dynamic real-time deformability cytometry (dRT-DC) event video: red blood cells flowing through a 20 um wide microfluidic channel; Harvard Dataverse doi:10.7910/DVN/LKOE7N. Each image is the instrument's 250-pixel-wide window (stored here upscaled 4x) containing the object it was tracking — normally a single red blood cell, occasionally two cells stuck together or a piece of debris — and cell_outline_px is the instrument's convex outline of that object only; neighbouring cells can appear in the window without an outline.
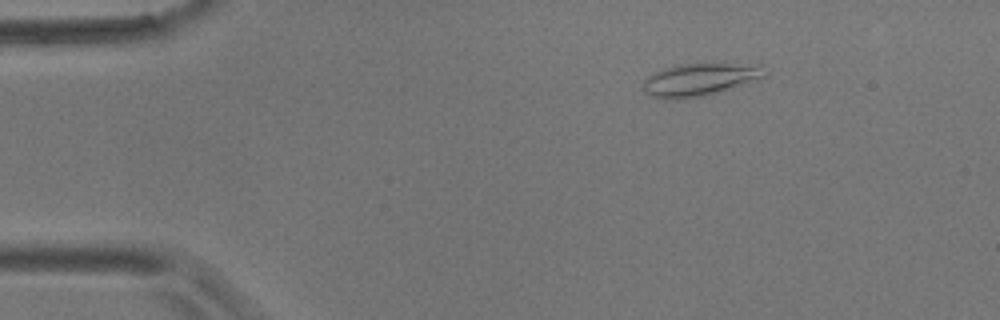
{"species": "common noctule bat (a hibernating species)", "species_latin": "Nyctalus noctula", "temperature_condition": "room temperature", "stored_images_in_passage": 3, "camera_frame_rate_fps": 3000, "um_per_image_px": 0.085, "animal": {"sex": "male", "body_mass_g": 17.9}, "frame": {"image": 1, "passage_image": 1, "time_ms": 0.0, "image_size_px": [1000, 320], "cell_outline_px": [[768, 72], [764, 76], [704, 96], [676, 100], [660, 100], [648, 96], [644, 92], [644, 80], [648, 76], [664, 68], [676, 64], [760, 64]], "centroid_in_image_um": [59.38, 6.78], "position_along_channel_um": 25.6, "area_um2": 22.95}}